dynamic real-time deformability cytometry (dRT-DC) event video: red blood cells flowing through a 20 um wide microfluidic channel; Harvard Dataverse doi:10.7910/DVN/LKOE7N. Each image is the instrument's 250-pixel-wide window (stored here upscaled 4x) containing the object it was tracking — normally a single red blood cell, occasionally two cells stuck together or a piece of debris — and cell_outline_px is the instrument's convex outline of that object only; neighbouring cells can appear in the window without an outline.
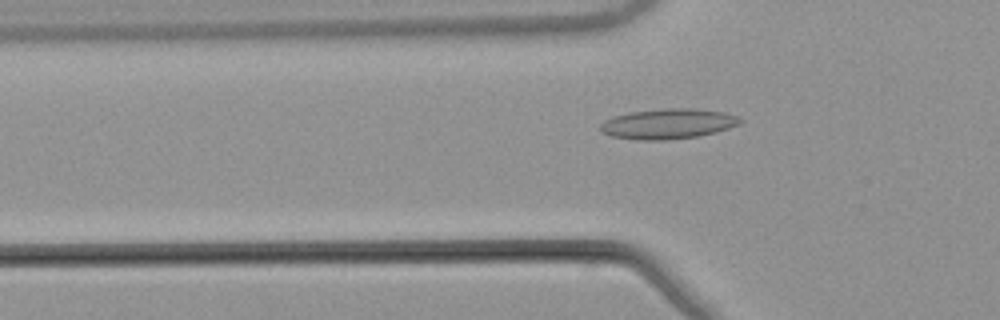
{"species": "common noctule bat (a hibernating species)", "species_latin": "Nyctalus noctula", "temperature_condition": "warm", "stored_images_in_passage": 53, "camera_frame_rate_fps": 3000, "um_per_image_px": 0.085, "animal": {"sex": "male", "body_mass_g": 21.5, "forearm_length_mm": 52.0}, "frame": {"image": 1, "passage_image": 18, "time_ms": 5.667, "image_size_px": [1000, 320], "cell_outline_px": [[744, 120], [728, 128], [716, 132], [700, 136], [668, 140], [636, 140], [612, 136], [600, 132], [600, 124], [604, 120], [612, 116], [628, 112], [664, 108], [692, 108], [724, 112], [736, 116]], "centroid_in_image_um": [56.73, 10.52], "position_along_channel_um": 69.1, "area_um2": 24.8}}
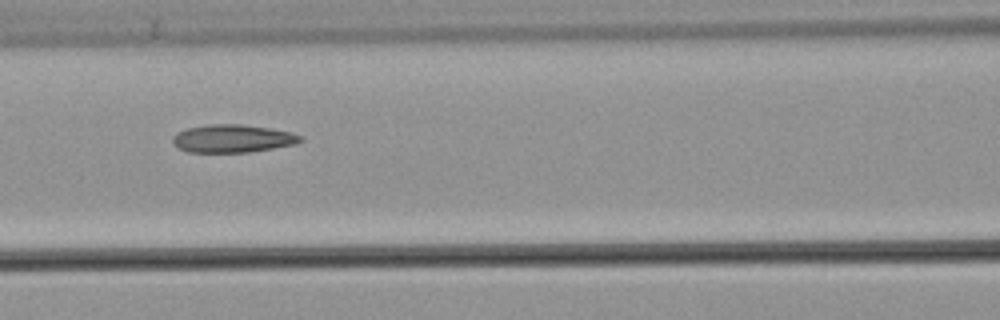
{"frame": {"image": 2, "passage_image": 24, "time_ms": 7.667, "image_size_px": [1000, 320], "cell_outline_px": [[304, 140], [296, 144], [252, 152], [188, 152], [180, 148], [172, 140], [172, 136], [176, 132], [188, 128], [208, 124], [244, 124], [272, 128], [292, 132], [304, 136]], "centroid_in_image_um": [19.84, 11.77], "position_along_channel_um": 146.8, "area_um2": 21.04}}
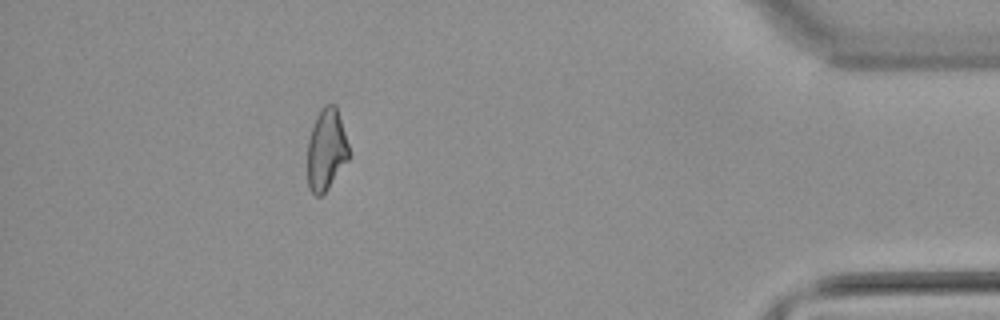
{"frame": {"image": 3, "passage_image": 48, "time_ms": 15.667, "image_size_px": [1000, 320], "cell_outline_px": [[348, 160], [328, 188], [320, 196], [316, 196], [312, 192], [308, 184], [308, 140], [316, 116], [320, 108], [324, 104], [336, 104], [348, 144]], "centroid_in_image_um": [27.73, 12.69], "position_along_channel_um": 407.5, "area_um2": 19.48}, "authors_computed_cell_mechanics": {"area_um2": 21.0392, "velocity_mm_per_s": 3.8851, "shape_relaxation_time_tau1_ms": null, "shape_relaxation_time_tau2_ms": 3.3856, "deformation_change_tau1": null, "deformation_change_tau2": 0.1133}}